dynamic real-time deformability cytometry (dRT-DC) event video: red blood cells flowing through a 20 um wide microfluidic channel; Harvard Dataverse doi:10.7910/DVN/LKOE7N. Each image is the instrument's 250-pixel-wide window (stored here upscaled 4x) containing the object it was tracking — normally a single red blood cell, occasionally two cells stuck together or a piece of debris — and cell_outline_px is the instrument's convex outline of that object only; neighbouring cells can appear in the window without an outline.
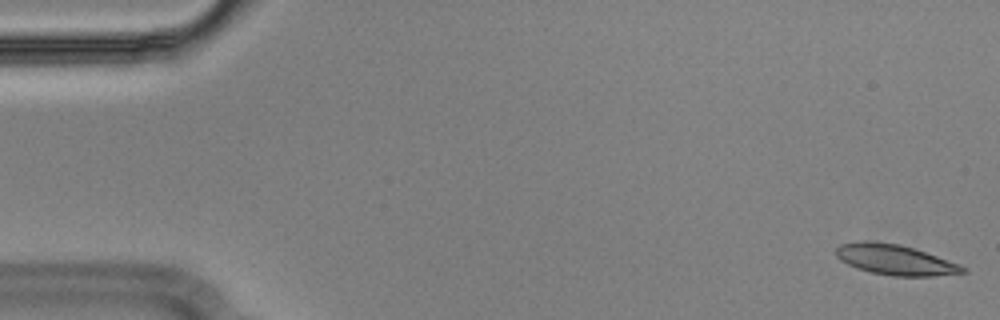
{"species": "Egyptian fruit bat (a non-hibernating species)", "species_latin": "Rousettus aegyptiacus", "temperature_condition": "cold", "stored_images_in_passage": 55, "camera_frame_rate_fps": 3000, "um_per_image_px": 0.085, "animal": {"sex": "male"}, "frame": {"image": 1, "passage_image": 1, "time_ms": 0.0, "image_size_px": [1000, 320], "cell_outline_px": [[968, 272], [932, 276], [892, 276], [872, 272], [856, 268], [840, 260], [836, 256], [836, 248], [840, 244], [864, 240], [868, 240], [900, 244], [960, 264], [968, 268]], "centroid_in_image_um": [76.08, 22.08], "position_along_channel_um": 8.9, "area_um2": 22.37}}
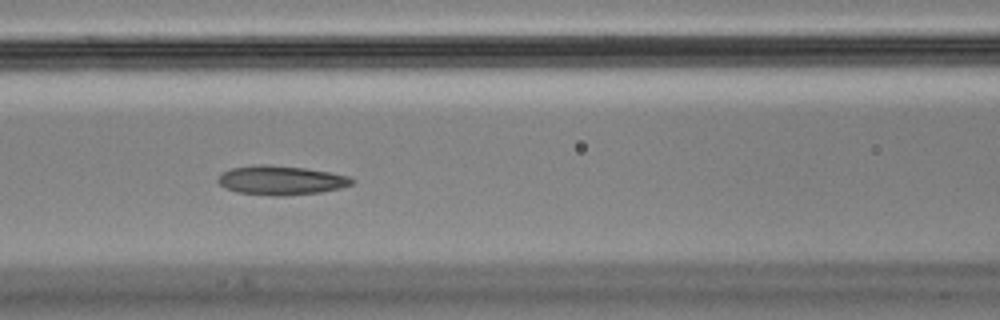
{"frame": {"image": 2, "passage_image": 23, "time_ms": 7.333, "image_size_px": [1000, 320], "cell_outline_px": [[356, 180], [352, 184], [340, 188], [320, 192], [284, 196], [272, 196], [236, 192], [224, 188], [216, 180], [224, 172], [232, 168], [256, 164], [268, 164], [304, 168], [328, 172], [348, 176]], "centroid_in_image_um": [23.87, 15.33], "position_along_channel_um": 142.7, "area_um2": 22.77}}
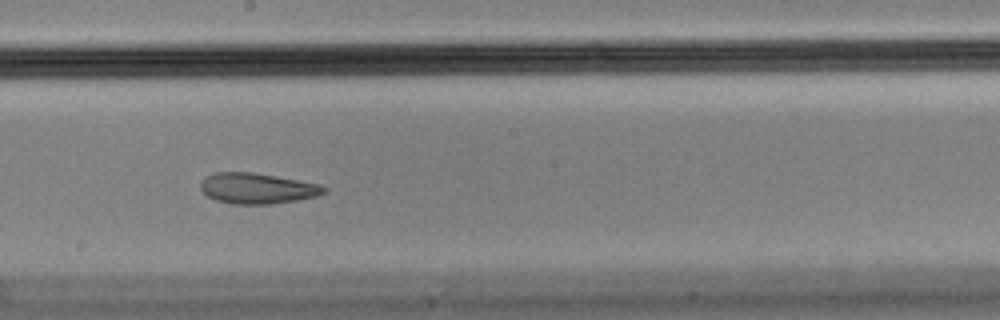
{"frame": {"image": 3, "passage_image": 30, "time_ms": 9.667, "image_size_px": [1000, 320], "cell_outline_px": [[328, 188], [324, 192], [316, 196], [296, 200], [272, 204], [232, 204], [216, 200], [208, 196], [200, 188], [200, 184], [204, 176], [216, 172], [252, 172], [276, 176], [320, 184]], "centroid_in_image_um": [21.84, 16.0], "position_along_channel_um": 226.4, "area_um2": 22.02}, "authors_computed_cell_mechanics": {"area_um2": 22.831, "velocity_mm_per_s": 3.5913, "shape_relaxation_time_tau1_ms": null, "shape_relaxation_time_tau2_ms": 2.2748, "deformation_change_tau1": null, "deformation_change_tau2": 0.0728}}